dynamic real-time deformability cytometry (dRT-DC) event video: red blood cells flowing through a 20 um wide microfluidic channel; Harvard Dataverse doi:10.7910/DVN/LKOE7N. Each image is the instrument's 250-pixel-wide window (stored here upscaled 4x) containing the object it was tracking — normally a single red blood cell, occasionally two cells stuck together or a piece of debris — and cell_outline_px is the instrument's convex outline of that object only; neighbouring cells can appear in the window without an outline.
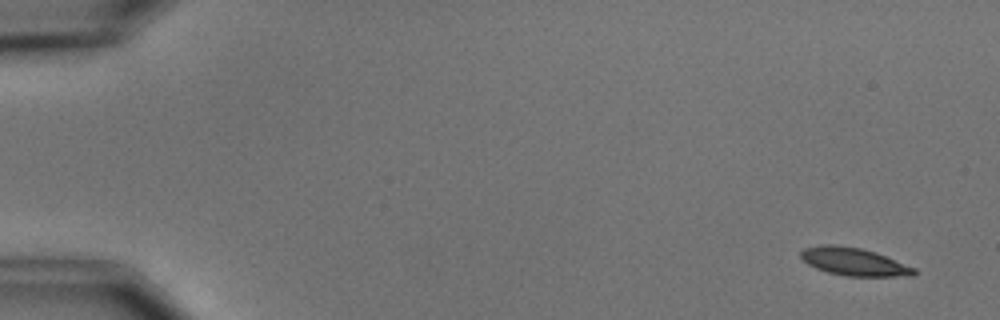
{"species": "common noctule bat (a hibernating species)", "species_latin": "Nyctalus noctula", "temperature_condition": "cold", "stored_images_in_passage": 5, "segment_of_instrument_passage": [1, 2], "camera_frame_rate_fps": 3000, "um_per_image_px": 0.085, "animal": {"sex": "male", "body_mass_g": 15.6}, "frame": {"image": 1, "passage_image": 1, "time_ms": 0.0, "image_size_px": [1000, 320], "cell_outline_px": [[916, 276], [844, 276], [828, 272], [816, 268], [808, 264], [800, 256], [800, 252], [804, 248], [820, 244], [836, 244], [860, 248], [876, 252], [916, 268]], "centroid_in_image_um": [72.59, 22.24], "position_along_channel_um": 12.4, "area_um2": 18.5}}